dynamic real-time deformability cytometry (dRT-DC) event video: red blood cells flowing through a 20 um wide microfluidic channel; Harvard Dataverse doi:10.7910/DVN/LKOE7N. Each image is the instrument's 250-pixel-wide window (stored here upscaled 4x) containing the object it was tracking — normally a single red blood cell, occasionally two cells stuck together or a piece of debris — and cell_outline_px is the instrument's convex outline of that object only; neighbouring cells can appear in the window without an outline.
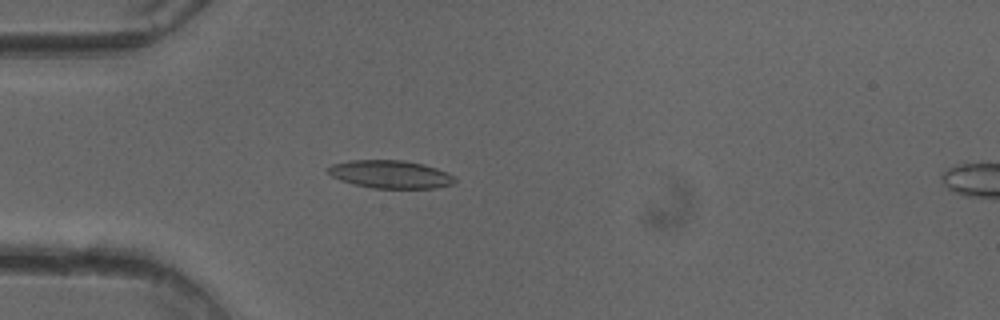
{"species": "common noctule bat (a hibernating species)", "species_latin": "Nyctalus noctula", "temperature_condition": "cold", "stored_images_in_passage": 51, "camera_frame_rate_fps": 3000, "um_per_image_px": 0.085, "animal": {"sex": "female"}, "frame": {"image": 1, "passage_image": 15, "time_ms": 4.667, "image_size_px": [1000, 320], "cell_outline_px": [[456, 180], [452, 184], [436, 188], [372, 188], [340, 180], [332, 176], [328, 172], [328, 168], [332, 164], [348, 160], [404, 160], [424, 164], [448, 172], [456, 176]], "centroid_in_image_um": [33.22, 14.81], "position_along_channel_um": 51.8, "area_um2": 20.69}}
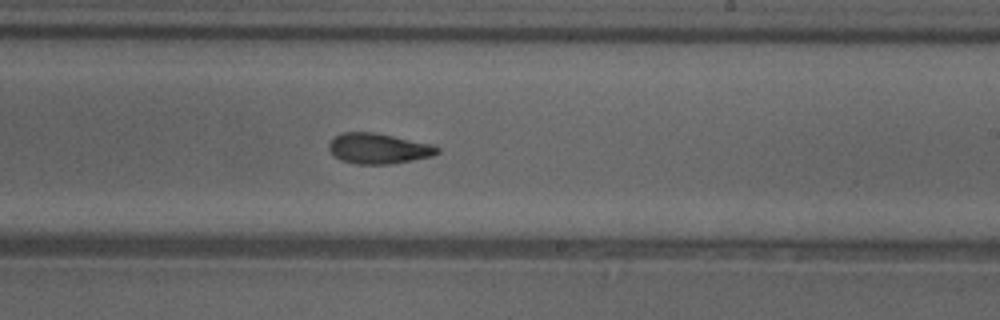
{"frame": {"image": 2, "passage_image": 31, "time_ms": 10.0, "image_size_px": [1000, 320], "cell_outline_px": [[440, 152], [432, 156], [392, 164], [356, 164], [340, 160], [328, 148], [328, 144], [332, 136], [344, 132], [372, 132], [432, 144], [440, 148]], "centroid_in_image_um": [32.15, 12.62], "position_along_channel_um": 256.9, "area_um2": 19.25}}
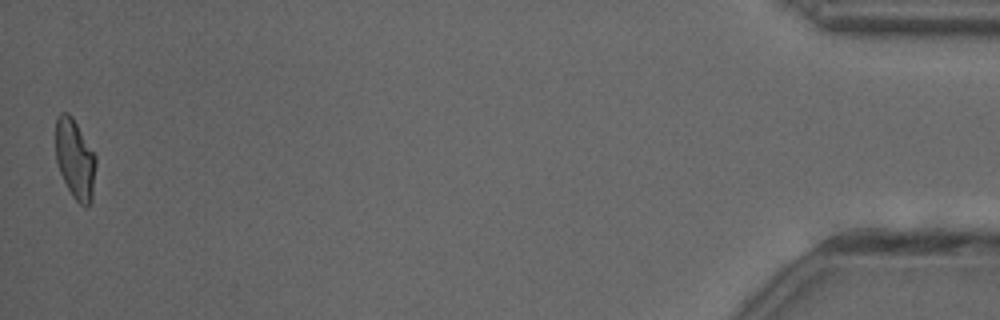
{"frame": {"image": 3, "passage_image": 51, "time_ms": 16.667, "image_size_px": [1000, 320], "cell_outline_px": [[96, 164], [92, 200], [88, 204], [80, 204], [72, 196], [60, 172], [56, 160], [56, 116], [60, 112], [68, 112], [72, 116], [96, 156]], "centroid_in_image_um": [6.37, 13.48], "position_along_channel_um": 428.8, "area_um2": 18.55}, "authors_computed_cell_mechanics": {"area_um2": 19.5364, "velocity_mm_per_s": 4.0402, "shape_relaxation_time_tau1_ms": 6.7293, "shape_relaxation_time_tau2_ms": 2.1069, "deformation_change_tau1": 0.1672, "deformation_change_tau2": 0.0884}}